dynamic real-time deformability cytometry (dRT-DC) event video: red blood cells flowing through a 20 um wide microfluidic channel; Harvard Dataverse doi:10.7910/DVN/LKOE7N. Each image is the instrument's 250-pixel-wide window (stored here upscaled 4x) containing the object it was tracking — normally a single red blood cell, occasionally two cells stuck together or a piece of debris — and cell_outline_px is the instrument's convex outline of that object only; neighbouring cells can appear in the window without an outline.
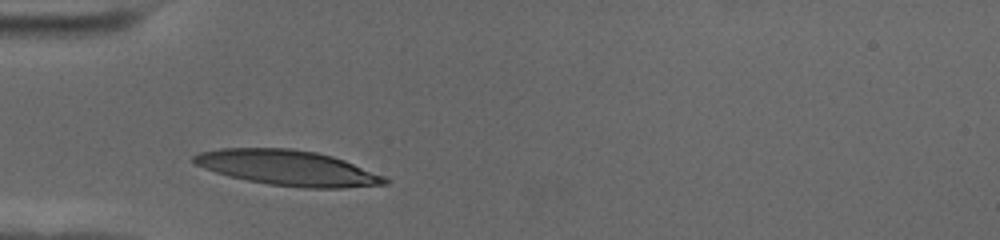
{"species": "human", "species_latin": "Homo sapiens", "temperature_condition": "cold", "stored_images_in_passage": 30, "camera_frame_rate_fps": 3000, "um_per_image_px": 0.085, "donor": {"sex": "female"}, "frame": {"image": 1, "passage_image": 1, "time_ms": 0.0, "image_size_px": [1000, 240], "cell_outline_px": [[388, 184], [344, 188], [304, 188], [268, 184], [228, 176], [204, 168], [196, 164], [192, 160], [192, 156], [200, 152], [220, 148], [292, 148], [316, 152], [332, 156], [344, 160], [384, 176], [388, 180]], "centroid_in_image_um": [24.45, 14.27], "position_along_channel_um": 60.5, "area_um2": 39.19}}
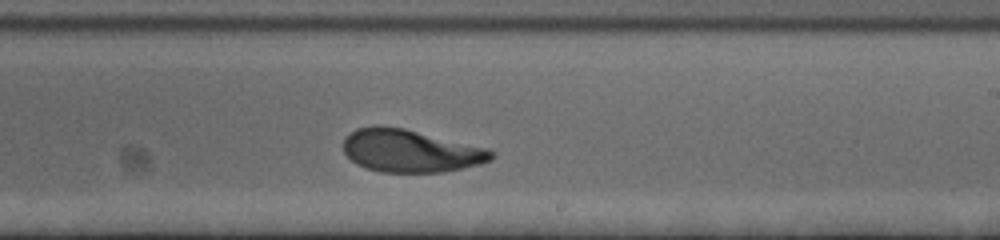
{"frame": {"image": 2, "passage_image": 18, "time_ms": 5.667, "image_size_px": [1000, 240], "cell_outline_px": [[496, 156], [492, 160], [480, 164], [444, 172], [380, 172], [364, 168], [356, 164], [344, 152], [344, 136], [356, 128], [376, 124], [404, 128], [488, 148], [496, 152]], "centroid_in_image_um": [34.88, 12.81], "position_along_channel_um": 254.1, "area_um2": 37.22}}
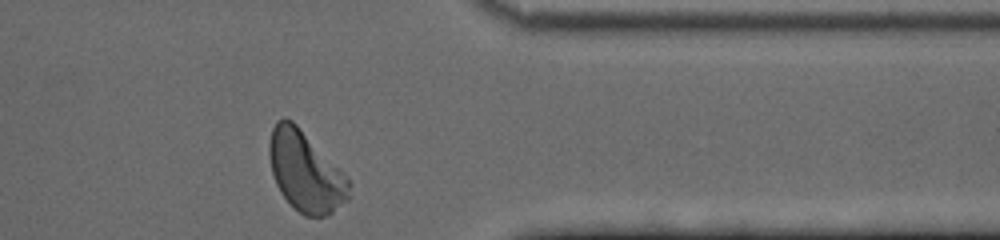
{"frame": {"image": 3, "passage_image": 30, "time_ms": 9.667, "image_size_px": [1000, 240], "cell_outline_px": [[348, 200], [332, 212], [324, 216], [304, 216], [280, 192], [276, 184], [272, 172], [268, 156], [268, 144], [272, 128], [276, 120], [284, 116], [292, 120], [344, 172], [348, 180]], "centroid_in_image_um": [25.93, 14.54], "position_along_channel_um": 385.5, "area_um2": 36.99}, "authors_computed_cell_mechanics": {"area_um2": 37.2232, "velocity_mm_per_s": 3.5092, "shape_relaxation_time_tau1_ms": 3.8761, "shape_relaxation_time_tau2_ms": 1.2065, "deformation_change_tau1": 0.1916, "deformation_change_tau2": 0.0747}}